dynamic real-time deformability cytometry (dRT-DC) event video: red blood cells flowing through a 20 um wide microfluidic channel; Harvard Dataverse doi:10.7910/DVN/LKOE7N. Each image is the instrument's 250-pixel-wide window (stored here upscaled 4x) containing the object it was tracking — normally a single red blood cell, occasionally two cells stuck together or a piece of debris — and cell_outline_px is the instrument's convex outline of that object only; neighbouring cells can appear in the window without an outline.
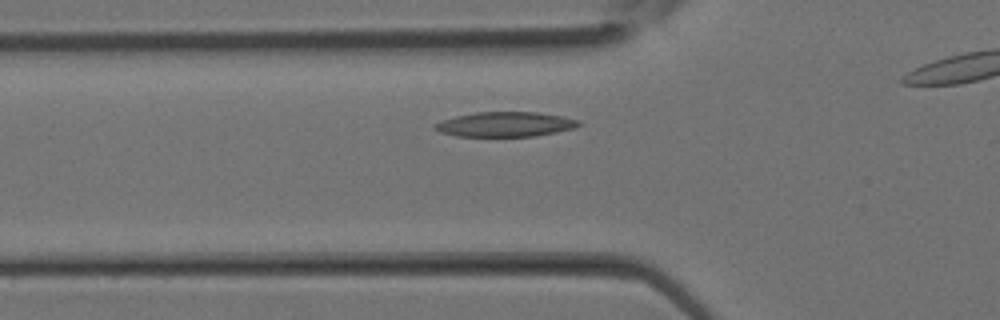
{"species": "Egyptian fruit bat (a non-hibernating species)", "species_latin": "Rousettus aegyptiacus", "temperature_condition": "room temperature", "stored_images_in_passage": 18, "camera_frame_rate_fps": 3000, "um_per_image_px": 0.085, "animal": {"sex": "female"}, "frame": {"image": 1, "passage_image": 2, "time_ms": 0.333, "image_size_px": [1000, 320], "cell_outline_px": [[580, 124], [576, 128], [536, 136], [456, 136], [440, 132], [432, 128], [432, 124], [440, 120], [456, 116], [476, 112], [536, 112], [564, 116], [580, 120]], "centroid_in_image_um": [42.93, 10.56], "position_along_channel_um": 82.9, "area_um2": 20.98}}
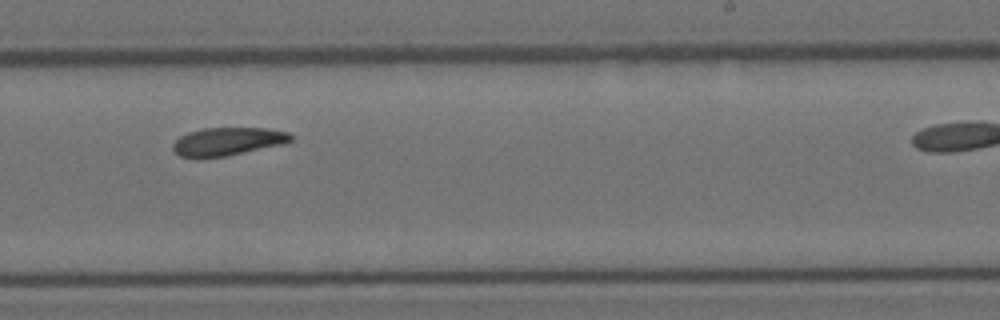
{"frame": {"image": 2, "passage_image": 11, "time_ms": 3.333, "image_size_px": [1000, 320], "cell_outline_px": [[292, 140], [284, 144], [224, 156], [200, 160], [180, 156], [172, 148], [172, 144], [180, 136], [188, 132], [204, 128], [268, 128], [288, 132], [292, 136]], "centroid_in_image_um": [19.31, 12.04], "position_along_channel_um": 269.7, "area_um2": 19.54}}
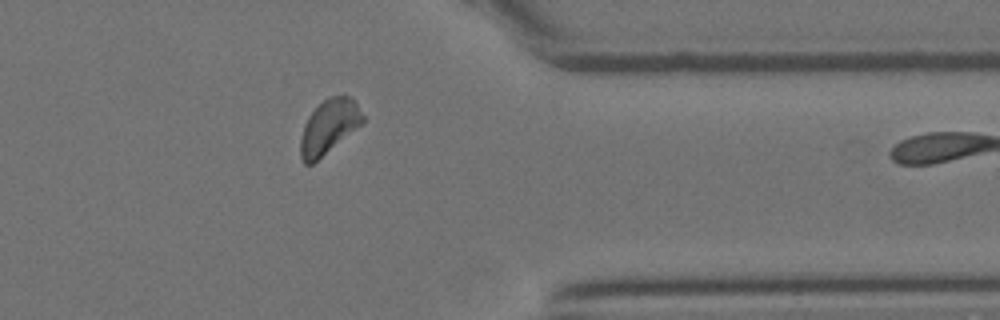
{"frame": {"image": 3, "passage_image": 17, "time_ms": 5.333, "image_size_px": [1000, 320], "cell_outline_px": [[364, 120], [360, 124], [312, 164], [304, 164], [300, 156], [300, 136], [304, 124], [308, 116], [328, 96], [348, 96], [356, 104], [364, 116]], "centroid_in_image_um": [27.9, 10.77], "position_along_channel_um": 383.5, "area_um2": 19.02}}